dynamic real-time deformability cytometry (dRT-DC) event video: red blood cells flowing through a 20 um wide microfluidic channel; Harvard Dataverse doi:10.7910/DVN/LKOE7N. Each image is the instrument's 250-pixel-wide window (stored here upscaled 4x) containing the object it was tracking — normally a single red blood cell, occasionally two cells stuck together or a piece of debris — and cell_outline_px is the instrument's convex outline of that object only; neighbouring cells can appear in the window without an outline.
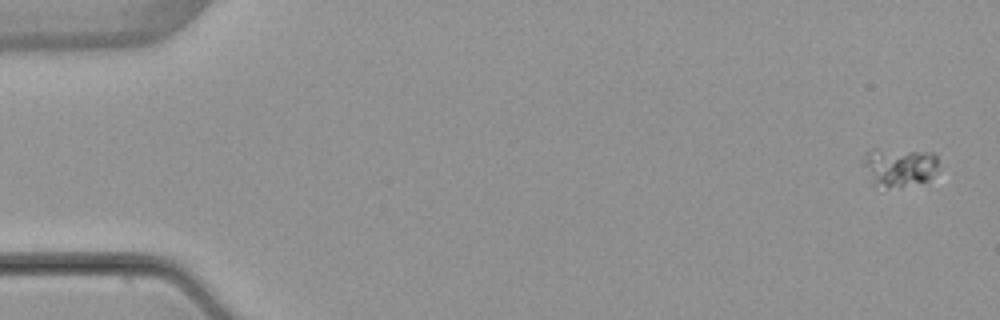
{"species": "common noctule bat (a hibernating species)", "species_latin": "Nyctalus noctula", "temperature_condition": "warm", "stored_images_in_passage": 4, "camera_frame_rate_fps": 3000, "um_per_image_px": 0.085, "animal": {"sex": "female", "body_mass_g": 22.7, "forearm_length_mm": 54.2}, "frame": {"image": 1, "passage_image": 1, "time_ms": 0.0, "image_size_px": [1000, 320], "cell_outline_px": [[936, 172], [928, 180], [888, 188], [872, 184], [860, 164], [860, 160], [864, 152], [876, 148], [932, 152], [936, 156]], "centroid_in_image_um": [76.32, 14.17], "position_along_channel_um": 8.7, "area_um2": 17.28}}
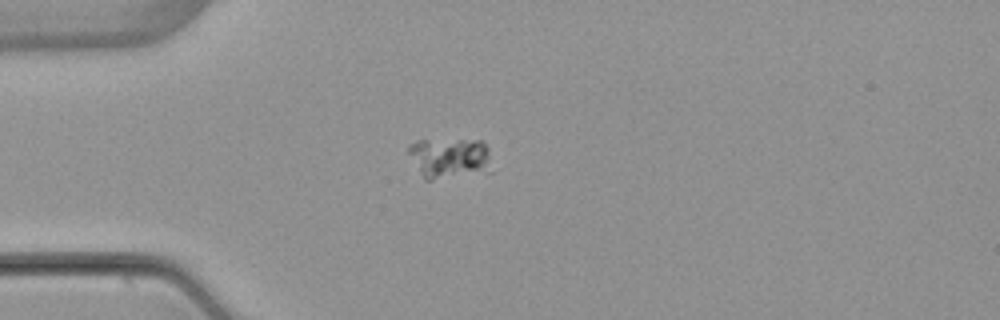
{"frame": {"image": 2, "passage_image": 4, "time_ms": 4.333, "image_size_px": [1000, 320], "cell_outline_px": [[492, 172], [432, 180], [424, 180], [408, 152], [408, 144], [416, 140], [484, 140], [488, 148]], "centroid_in_image_um": [38.24, 13.44], "position_along_channel_um": 46.8, "area_um2": 20.11}}